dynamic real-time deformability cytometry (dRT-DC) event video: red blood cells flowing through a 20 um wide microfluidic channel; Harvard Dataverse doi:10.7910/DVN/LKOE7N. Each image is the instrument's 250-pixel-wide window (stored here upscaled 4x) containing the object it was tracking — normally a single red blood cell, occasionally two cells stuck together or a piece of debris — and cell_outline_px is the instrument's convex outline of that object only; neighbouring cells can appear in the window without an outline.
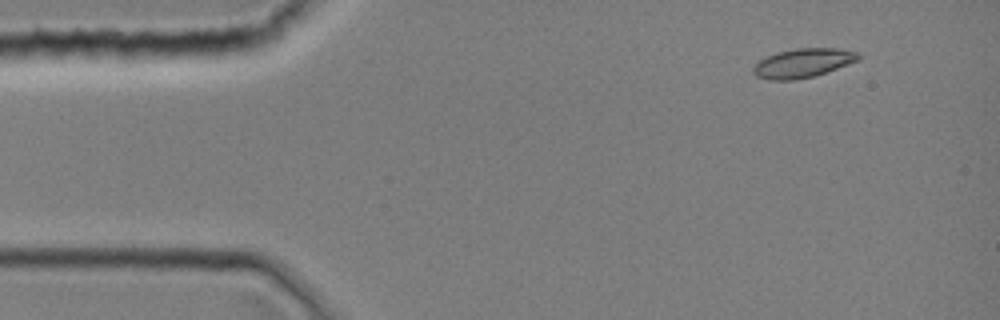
{"species": "common noctule bat (a hibernating species)", "species_latin": "Nyctalus noctula", "temperature_condition": "room temperature", "stored_images_in_passage": 1, "camera_frame_rate_fps": 3000, "um_per_image_px": 0.085, "animal": {"sex": "female", "body_mass_g": 19.0, "forearm_length_mm": 51.5}, "frame": {"image": 1, "passage_image": 1, "time_ms": 0.0, "image_size_px": [1000, 320], "cell_outline_px": [[860, 60], [812, 76], [792, 80], [768, 80], [756, 76], [752, 72], [752, 68], [760, 60], [776, 52], [796, 48], [840, 48], [856, 52], [860, 56]], "centroid_in_image_um": [68.22, 5.35], "position_along_channel_um": 16.8, "area_um2": 17.63}}